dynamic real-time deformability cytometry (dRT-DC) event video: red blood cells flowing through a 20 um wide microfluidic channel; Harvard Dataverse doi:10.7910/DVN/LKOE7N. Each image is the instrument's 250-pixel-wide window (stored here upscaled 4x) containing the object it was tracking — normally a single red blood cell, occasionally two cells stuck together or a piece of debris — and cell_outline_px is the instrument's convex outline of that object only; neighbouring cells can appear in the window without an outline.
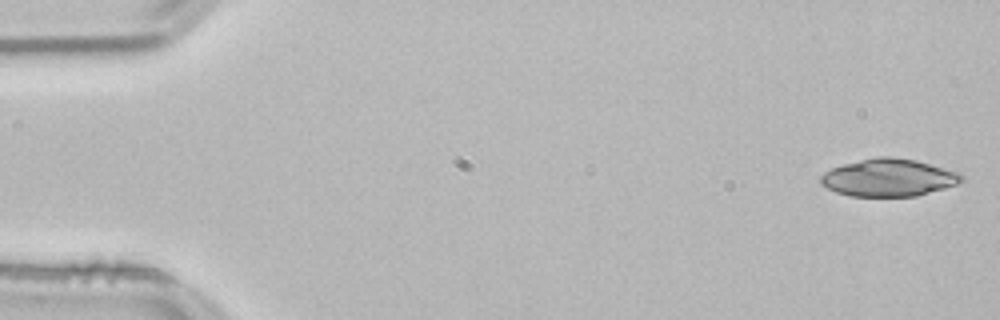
{"species": "common noctule bat (a hibernating species)", "species_latin": "Nyctalus noctula", "temperature_condition": "room temperature", "stored_images_in_passage": 13, "camera_frame_rate_fps": 3000, "um_per_image_px": 0.085, "animal": {"sex": "male", "body_mass_g": 21.5, "forearm_length_mm": 52.0}, "frame": {"image": 1, "passage_image": 1, "time_ms": 0.0, "image_size_px": [1000, 320], "cell_outline_px": [[964, 180], [956, 184], [944, 188], [916, 196], [848, 196], [836, 192], [820, 184], [820, 176], [824, 172], [832, 168], [844, 164], [876, 156], [892, 156], [916, 160], [960, 172], [964, 176]], "centroid_in_image_um": [75.54, 15.09], "position_along_channel_um": 9.5, "area_um2": 30.87}}